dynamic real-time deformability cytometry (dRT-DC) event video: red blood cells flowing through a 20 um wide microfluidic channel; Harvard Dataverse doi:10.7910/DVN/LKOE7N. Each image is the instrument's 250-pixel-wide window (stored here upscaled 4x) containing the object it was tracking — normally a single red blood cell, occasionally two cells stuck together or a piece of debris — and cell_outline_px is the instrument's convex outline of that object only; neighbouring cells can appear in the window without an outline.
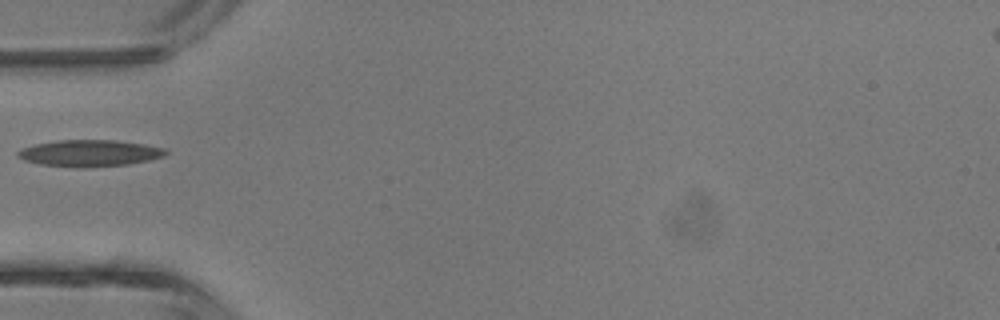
{"species": "common noctule bat (a hibernating species)", "species_latin": "Nyctalus noctula", "temperature_condition": "room temperature", "stored_images_in_passage": 1, "camera_frame_rate_fps": 3000, "um_per_image_px": 0.085, "animal": {"sex": "male", "body_mass_g": 13.3}, "frame": {"image": 1, "passage_image": 1, "time_ms": 0.0, "image_size_px": [1000, 320], "cell_outline_px": [[168, 152], [164, 156], [148, 160], [128, 164], [84, 168], [76, 168], [40, 164], [24, 160], [16, 156], [16, 152], [20, 148], [36, 144], [56, 140], [116, 140], [144, 144], [164, 148]], "centroid_in_image_um": [7.57, 13.02], "position_along_channel_um": 77.4, "area_um2": 23.06}}